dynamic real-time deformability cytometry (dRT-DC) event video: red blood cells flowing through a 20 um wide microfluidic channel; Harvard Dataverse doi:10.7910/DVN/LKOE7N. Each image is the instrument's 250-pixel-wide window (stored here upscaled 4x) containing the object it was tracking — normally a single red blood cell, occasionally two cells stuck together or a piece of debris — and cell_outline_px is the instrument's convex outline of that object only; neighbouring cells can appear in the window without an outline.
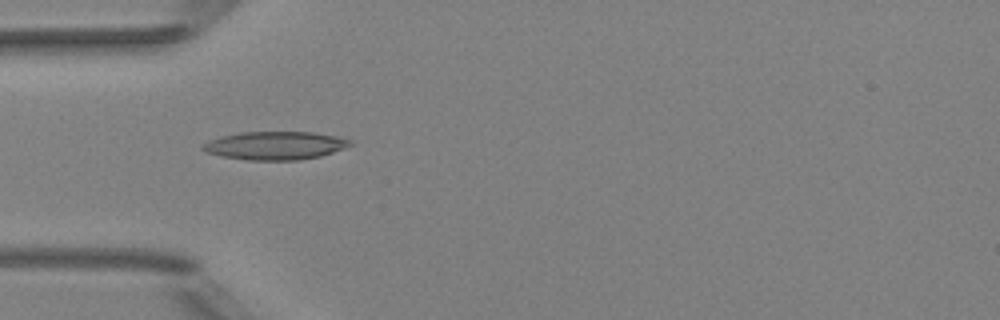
{"species": "Egyptian fruit bat (a non-hibernating species)", "species_latin": "Rousettus aegyptiacus", "temperature_condition": "room temperature", "stored_images_in_passage": 5, "camera_frame_rate_fps": 3000, "um_per_image_px": 0.085, "animal": {"sex": "female"}, "frame": {"image": 1, "passage_image": 5, "time_ms": 1.333, "image_size_px": [1000, 320], "cell_outline_px": [[352, 144], [344, 148], [320, 156], [296, 160], [248, 160], [220, 156], [204, 152], [200, 148], [200, 144], [208, 140], [220, 136], [240, 132], [312, 132], [336, 136], [352, 140]], "centroid_in_image_um": [23.31, 12.37], "position_along_channel_um": 61.7, "area_um2": 24.39}}